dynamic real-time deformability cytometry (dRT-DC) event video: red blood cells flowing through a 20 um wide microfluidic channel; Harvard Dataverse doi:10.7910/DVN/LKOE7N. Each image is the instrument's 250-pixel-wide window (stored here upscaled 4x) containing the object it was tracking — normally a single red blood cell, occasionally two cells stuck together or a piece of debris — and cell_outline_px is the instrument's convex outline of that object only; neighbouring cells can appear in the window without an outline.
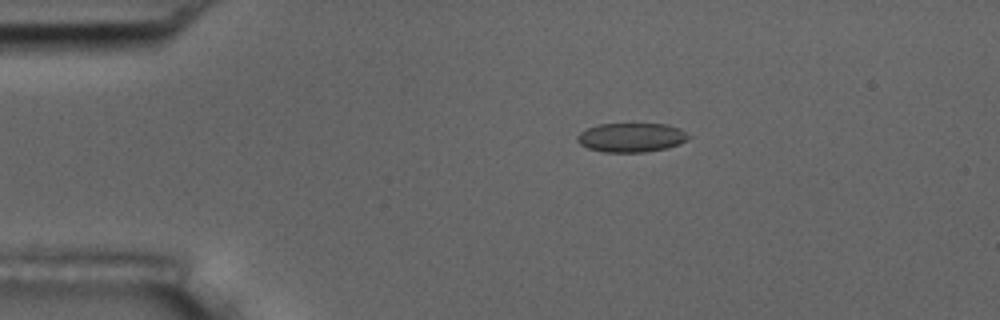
{"species": "common noctule bat (a hibernating species)", "species_latin": "Nyctalus noctula", "temperature_condition": "room temperature", "stored_images_in_passage": 4, "camera_frame_rate_fps": 3000, "um_per_image_px": 0.085, "animal": {"sex": "male", "body_mass_g": 17.5, "forearm_length_mm": 52.3}, "frame": {"image": 1, "passage_image": 3, "time_ms": 2.333, "image_size_px": [1000, 320], "cell_outline_px": [[692, 136], [688, 140], [680, 144], [668, 148], [644, 152], [604, 152], [588, 148], [580, 144], [576, 140], [576, 136], [580, 132], [596, 124], [668, 124], [680, 128]], "centroid_in_image_um": [53.69, 11.68], "position_along_channel_um": 31.3, "area_um2": 19.13}}